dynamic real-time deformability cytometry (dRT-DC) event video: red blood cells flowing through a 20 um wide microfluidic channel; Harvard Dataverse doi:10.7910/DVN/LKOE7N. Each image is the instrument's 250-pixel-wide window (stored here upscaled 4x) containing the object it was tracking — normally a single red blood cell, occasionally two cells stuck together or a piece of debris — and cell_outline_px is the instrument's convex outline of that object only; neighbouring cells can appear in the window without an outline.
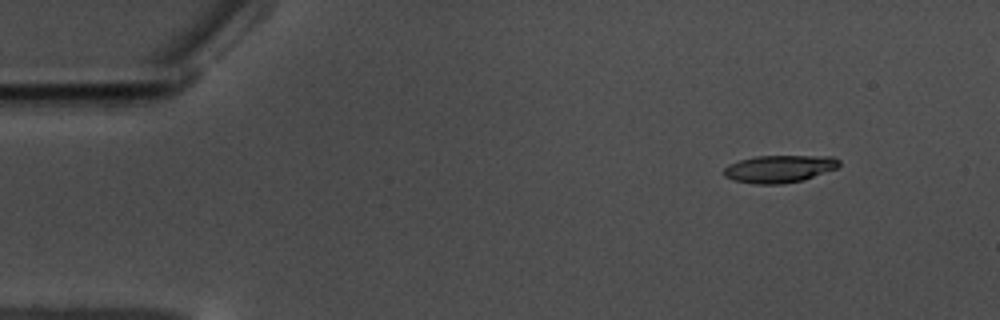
{"species": "common noctule bat (a hibernating species)", "species_latin": "Nyctalus noctula", "temperature_condition": "warm", "stored_images_in_passage": 53, "camera_frame_rate_fps": 3000, "um_per_image_px": 0.085, "animal": {"sex": "male", "body_mass_g": 17.5, "forearm_length_mm": 52.3}, "frame": {"image": 1, "passage_image": 1, "time_ms": 0.0, "image_size_px": [1000, 320], "cell_outline_px": [[840, 164], [836, 168], [804, 180], [784, 184], [756, 184], [732, 180], [724, 176], [724, 168], [728, 164], [740, 160], [756, 156], [832, 156], [840, 160]], "centroid_in_image_um": [66.23, 14.35], "position_along_channel_um": 18.8, "area_um2": 18.5}}
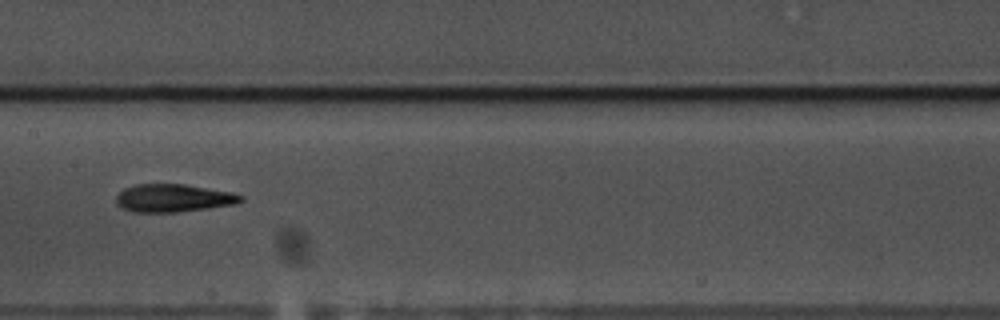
{"frame": {"image": 2, "passage_image": 24, "time_ms": 7.667, "image_size_px": [1000, 320], "cell_outline_px": [[244, 200], [236, 204], [208, 208], [176, 212], [132, 212], [116, 204], [116, 196], [124, 188], [136, 184], [184, 184], [232, 192], [244, 196]], "centroid_in_image_um": [14.75, 16.83], "position_along_channel_um": 192.7, "area_um2": 20.29}}
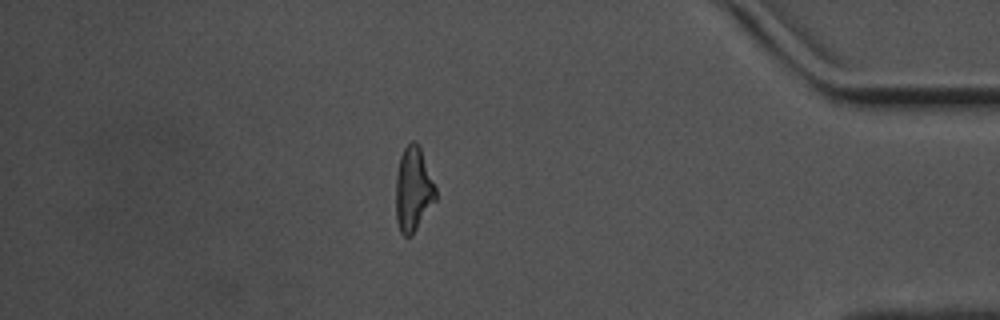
{"frame": {"image": 3, "passage_image": 45, "time_ms": 14.667, "image_size_px": [1000, 320], "cell_outline_px": [[436, 200], [412, 236], [404, 236], [400, 232], [396, 220], [396, 176], [400, 156], [404, 148], [412, 140], [416, 140], [420, 144], [436, 188]], "centroid_in_image_um": [35.13, 16.07], "position_along_channel_um": 400.1, "area_um2": 19.88}, "authors_computed_cell_mechanics": {"area_um2": 19.652, "velocity_mm_per_s": 3.5136, "shape_relaxation_time_tau1_ms": 6.0794, "shape_relaxation_time_tau2_ms": 3.6706, "deformation_change_tau1": 0.1988, "deformation_change_tau2": 0.1391}}